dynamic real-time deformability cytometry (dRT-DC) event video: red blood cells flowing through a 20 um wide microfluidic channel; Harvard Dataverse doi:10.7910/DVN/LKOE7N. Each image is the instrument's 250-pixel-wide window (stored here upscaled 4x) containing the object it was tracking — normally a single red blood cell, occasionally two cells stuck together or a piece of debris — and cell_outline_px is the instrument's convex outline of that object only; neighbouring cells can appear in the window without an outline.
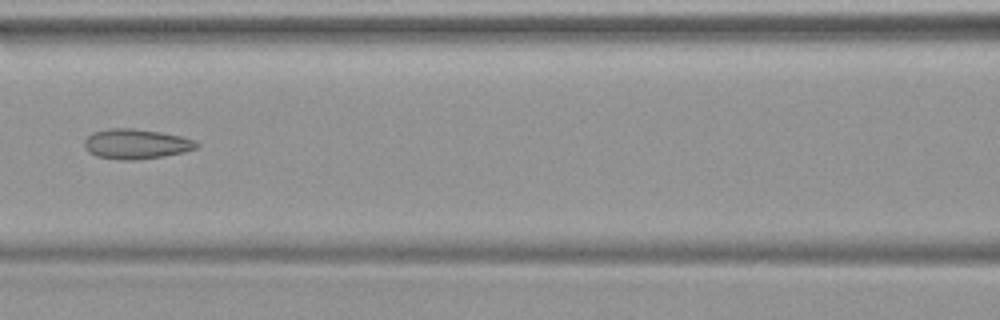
{"species": "common noctule bat (a hibernating species)", "species_latin": "Nyctalus noctula", "temperature_condition": "warm", "stored_images_in_passage": 47, "camera_frame_rate_fps": 3000, "um_per_image_px": 0.085, "animal": {"sex": "female", "body_mass_g": 19.9}, "frame": {"image": 1, "passage_image": 21, "time_ms": 6.667, "image_size_px": [1000, 320], "cell_outline_px": [[200, 144], [196, 148], [184, 152], [164, 156], [136, 160], [124, 160], [96, 156], [88, 152], [84, 148], [84, 140], [92, 132], [112, 128], [132, 128], [160, 132], [180, 136], [196, 140]], "centroid_in_image_um": [11.56, 12.24], "position_along_channel_um": 155.0, "area_um2": 19.65}}